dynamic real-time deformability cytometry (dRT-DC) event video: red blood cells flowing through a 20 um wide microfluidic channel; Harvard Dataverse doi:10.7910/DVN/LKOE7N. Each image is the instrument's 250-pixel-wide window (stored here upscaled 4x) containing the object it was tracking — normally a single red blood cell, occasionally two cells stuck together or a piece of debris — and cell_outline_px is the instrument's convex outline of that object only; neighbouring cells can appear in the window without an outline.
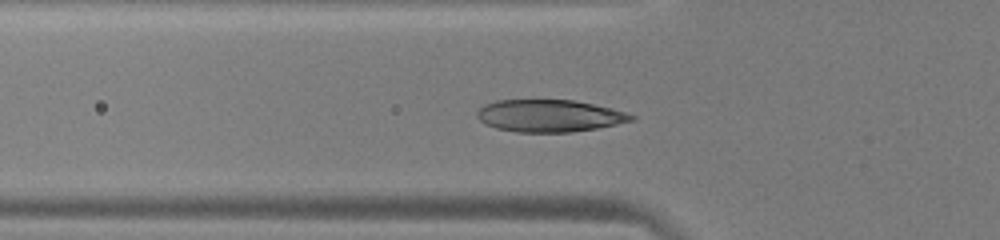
{"species": "human", "species_latin": "Homo sapiens", "temperature_condition": "warm", "stored_images_in_passage": 49, "camera_frame_rate_fps": 3000, "um_per_image_px": 0.085, "donor": {"sex": "male"}, "frame": {"image": 1, "passage_image": 14, "time_ms": 4.333, "image_size_px": [1000, 240], "cell_outline_px": [[636, 120], [596, 128], [572, 132], [516, 132], [496, 128], [480, 120], [476, 116], [476, 112], [484, 104], [496, 100], [572, 100], [612, 108], [636, 116]], "centroid_in_image_um": [46.69, 9.84], "position_along_channel_um": 79.1, "area_um2": 28.84}}
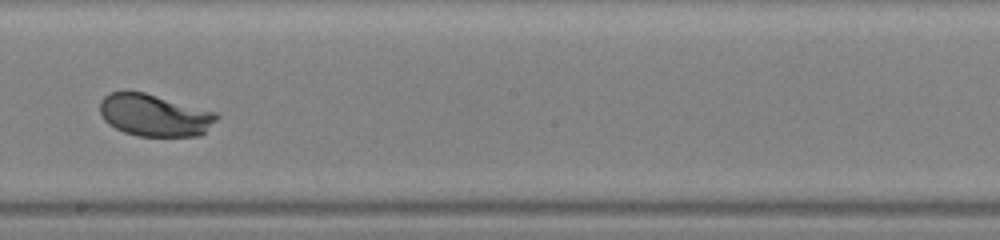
{"frame": {"image": 2, "passage_image": 26, "time_ms": 8.333, "image_size_px": [1000, 240], "cell_outline_px": [[220, 116], [200, 136], [140, 136], [124, 132], [108, 124], [104, 120], [100, 112], [100, 100], [104, 96], [112, 92], [144, 92], [216, 112]], "centroid_in_image_um": [13.12, 9.8], "position_along_channel_um": 235.1, "area_um2": 28.44}}
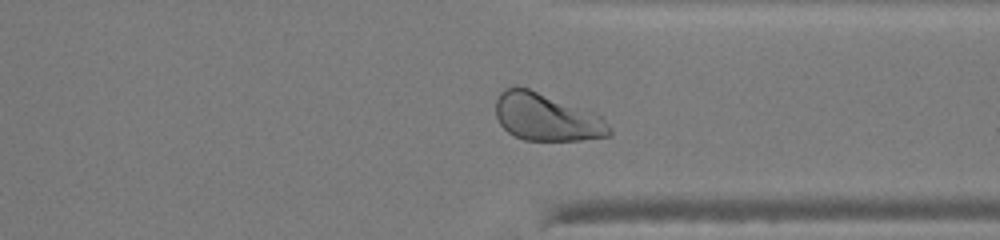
{"frame": {"image": 3, "passage_image": 36, "time_ms": 11.667, "image_size_px": [1000, 240], "cell_outline_px": [[612, 136], [580, 140], [524, 140], [508, 132], [500, 124], [496, 116], [496, 100], [500, 92], [504, 88], [516, 84], [528, 88], [600, 116], [612, 128]], "centroid_in_image_um": [46.42, 9.96], "position_along_channel_um": 365.0, "area_um2": 31.21}, "authors_computed_cell_mechanics": {"area_um2": 29.3624, "velocity_mm_per_s": 3.8894, "shape_relaxation_time_tau1_ms": 1.6961, "shape_relaxation_time_tau2_ms": null, "deformation_change_tau1": 0.1491, "deformation_change_tau2": null}}